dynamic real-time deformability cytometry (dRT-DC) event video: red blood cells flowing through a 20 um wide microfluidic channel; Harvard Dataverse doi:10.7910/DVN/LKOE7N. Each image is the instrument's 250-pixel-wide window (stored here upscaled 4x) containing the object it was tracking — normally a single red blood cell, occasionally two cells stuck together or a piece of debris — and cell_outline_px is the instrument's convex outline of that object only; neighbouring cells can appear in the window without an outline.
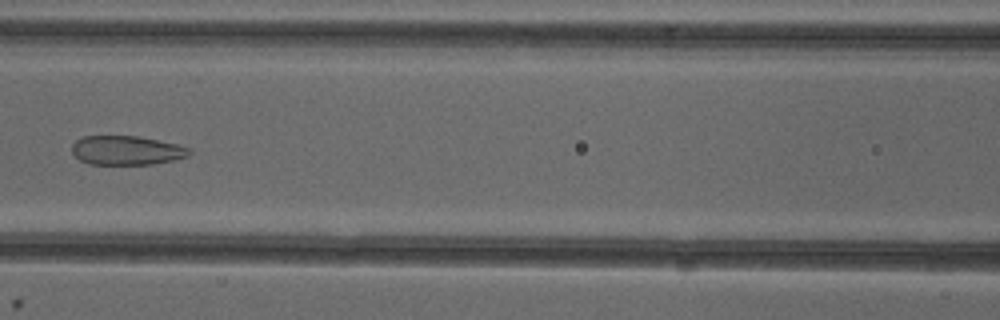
{"species": "common noctule bat (a hibernating species)", "species_latin": "Nyctalus noctula", "temperature_condition": "cold", "stored_images_in_passage": 7, "segment_of_instrument_passage": [2, 2], "camera_frame_rate_fps": 3000, "um_per_image_px": 0.085, "animal": {"sex": "female"}, "frame": {"image": 1, "passage_image": 7, "time_ms": 7.0, "image_size_px": [1000, 320], "cell_outline_px": [[192, 152], [188, 156], [172, 160], [152, 164], [88, 164], [80, 160], [72, 152], [72, 144], [76, 140], [84, 136], [140, 136], [176, 144], [192, 148]], "centroid_in_image_um": [10.77, 12.77], "position_along_channel_um": 155.8, "area_um2": 19.94}}